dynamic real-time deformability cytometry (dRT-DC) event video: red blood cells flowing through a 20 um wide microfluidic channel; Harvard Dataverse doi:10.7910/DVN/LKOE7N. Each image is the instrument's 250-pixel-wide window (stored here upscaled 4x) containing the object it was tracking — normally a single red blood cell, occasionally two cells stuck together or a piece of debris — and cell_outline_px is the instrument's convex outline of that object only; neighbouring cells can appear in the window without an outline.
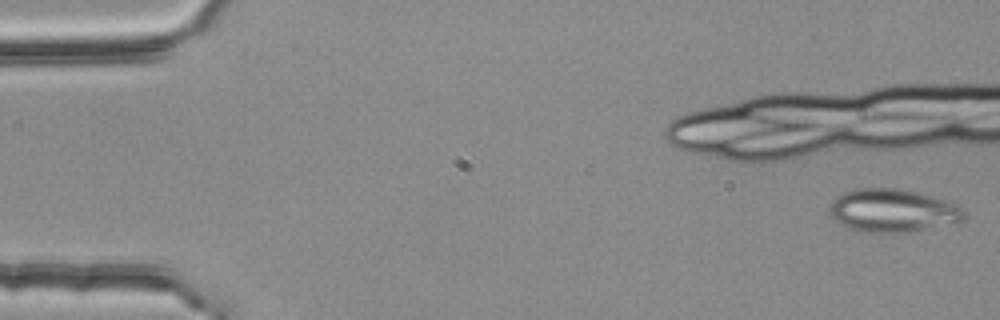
{"species": "common noctule bat (a hibernating species)", "species_latin": "Nyctalus noctula", "temperature_condition": "room temperature", "stored_images_in_passage": 5, "camera_frame_rate_fps": 3000, "um_per_image_px": 0.085, "animal": {"sex": "female", "body_mass_g": 25.1}, "frame": {"image": 1, "passage_image": 1, "time_ms": 0.0, "image_size_px": [1000, 320], "cell_outline_px": [[968, 216], [964, 220], [956, 224], [908, 232], [864, 232], [848, 228], [840, 224], [832, 216], [828, 208], [828, 204], [836, 196], [844, 192], [856, 188], [900, 188], [920, 192], [956, 204], [964, 208]], "centroid_in_image_um": [75.92, 17.9], "position_along_channel_um": 9.1, "area_um2": 34.45}}